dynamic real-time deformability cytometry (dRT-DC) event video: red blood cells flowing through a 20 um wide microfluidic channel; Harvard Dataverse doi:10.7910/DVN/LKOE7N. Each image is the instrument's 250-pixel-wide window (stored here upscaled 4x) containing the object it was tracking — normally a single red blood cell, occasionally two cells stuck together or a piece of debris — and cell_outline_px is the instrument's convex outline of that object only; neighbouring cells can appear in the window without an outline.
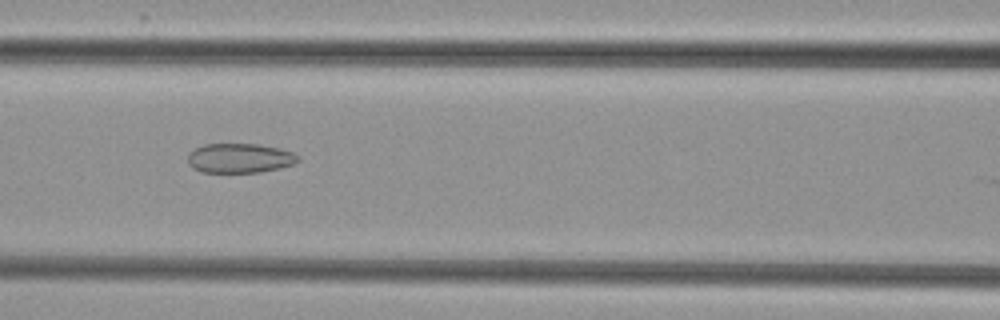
{"species": "common noctule bat (a hibernating species)", "species_latin": "Nyctalus noctula", "temperature_condition": "cold", "stored_images_in_passage": 8, "camera_frame_rate_fps": 3000, "um_per_image_px": 0.085, "animal": {"sex": "female", "body_mass_g": 29.2, "forearm_length_mm": 56.3}, "frame": {"image": 1, "passage_image": 8, "time_ms": 8.333, "image_size_px": [1000, 320], "cell_outline_px": [[300, 160], [292, 164], [280, 168], [260, 172], [200, 172], [192, 168], [188, 164], [188, 152], [204, 144], [256, 144], [280, 148], [292, 152]], "centroid_in_image_um": [20.33, 13.44], "position_along_channel_um": 146.3, "area_um2": 18.96}}